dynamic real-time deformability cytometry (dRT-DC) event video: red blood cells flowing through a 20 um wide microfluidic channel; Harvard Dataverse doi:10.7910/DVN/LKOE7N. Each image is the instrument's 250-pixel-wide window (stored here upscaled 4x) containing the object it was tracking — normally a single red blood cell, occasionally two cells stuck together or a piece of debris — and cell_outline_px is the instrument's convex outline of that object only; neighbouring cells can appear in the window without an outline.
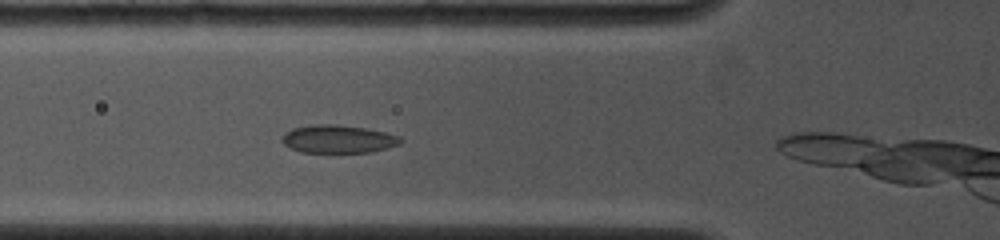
{"species": "common noctule bat (a hibernating species)", "species_latin": "Nyctalus noctula", "temperature_condition": "cold", "stored_images_in_passage": 6, "camera_frame_rate_fps": 4000, "um_per_image_px": 0.085, "animal": {"sex": "female", "body_mass_g": 19.0, "forearm_length_mm": 53.3}, "frame": {"image": 1, "passage_image": 4, "time_ms": 1.75, "image_size_px": [1000, 240], "cell_outline_px": [[404, 140], [400, 144], [372, 152], [300, 152], [288, 148], [280, 140], [284, 132], [292, 128], [312, 124], [336, 124], [364, 128], [384, 132], [400, 136]], "centroid_in_image_um": [28.7, 11.81], "position_along_channel_um": 97.1, "area_um2": 19.54}}